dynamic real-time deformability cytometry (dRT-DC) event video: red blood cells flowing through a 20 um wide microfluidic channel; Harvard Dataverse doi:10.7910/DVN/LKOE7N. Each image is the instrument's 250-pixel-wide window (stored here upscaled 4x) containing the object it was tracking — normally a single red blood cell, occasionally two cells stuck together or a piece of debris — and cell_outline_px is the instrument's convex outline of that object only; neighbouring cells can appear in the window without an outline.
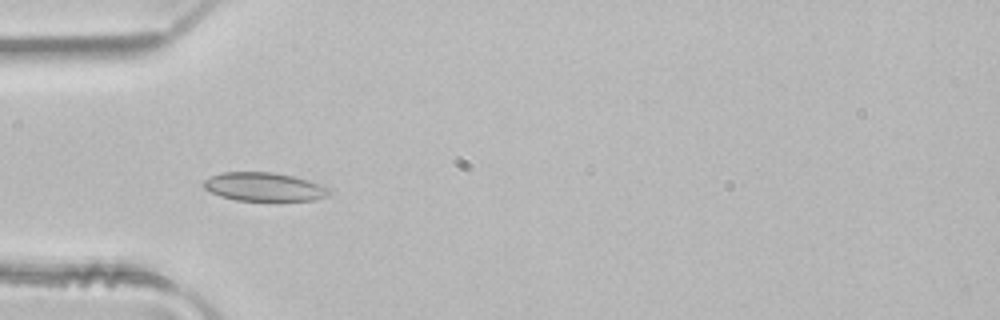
{"species": "common noctule bat (a hibernating species)", "species_latin": "Nyctalus noctula", "temperature_condition": "room temperature", "stored_images_in_passage": 5, "camera_frame_rate_fps": 3000, "um_per_image_px": 0.085, "animal": {"sex": "male", "body_mass_g": 21.5, "forearm_length_mm": 52.0}, "frame": {"image": 1, "passage_image": 4, "time_ms": 1.0, "image_size_px": [1000, 320], "cell_outline_px": [[328, 196], [312, 200], [236, 200], [220, 196], [204, 188], [204, 180], [220, 172], [272, 172], [292, 176], [308, 180], [328, 188]], "centroid_in_image_um": [22.41, 15.87], "position_along_channel_um": 62.6, "area_um2": 20.52}}
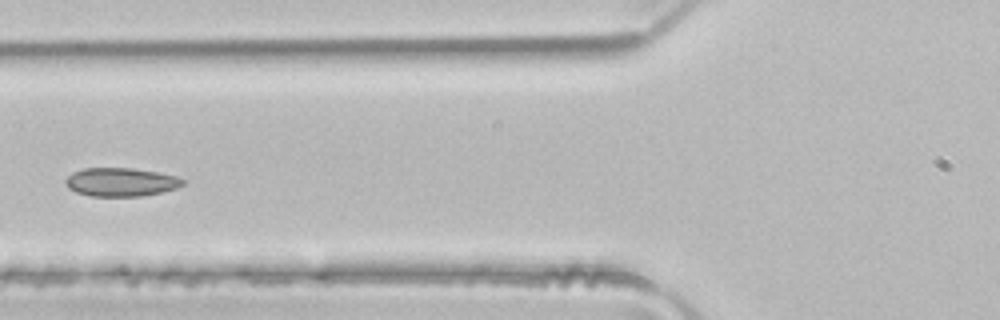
{"frame": {"image": 2, "passage_image": 5, "time_ms": 1.333, "image_size_px": [1000, 320], "cell_outline_px": [[184, 184], [176, 188], [160, 192], [140, 196], [92, 196], [76, 192], [68, 188], [64, 180], [72, 172], [84, 168], [132, 168], [156, 172], [176, 176], [184, 180]], "centroid_in_image_um": [10.24, 15.47], "position_along_channel_um": 115.6, "area_um2": 19.36}}